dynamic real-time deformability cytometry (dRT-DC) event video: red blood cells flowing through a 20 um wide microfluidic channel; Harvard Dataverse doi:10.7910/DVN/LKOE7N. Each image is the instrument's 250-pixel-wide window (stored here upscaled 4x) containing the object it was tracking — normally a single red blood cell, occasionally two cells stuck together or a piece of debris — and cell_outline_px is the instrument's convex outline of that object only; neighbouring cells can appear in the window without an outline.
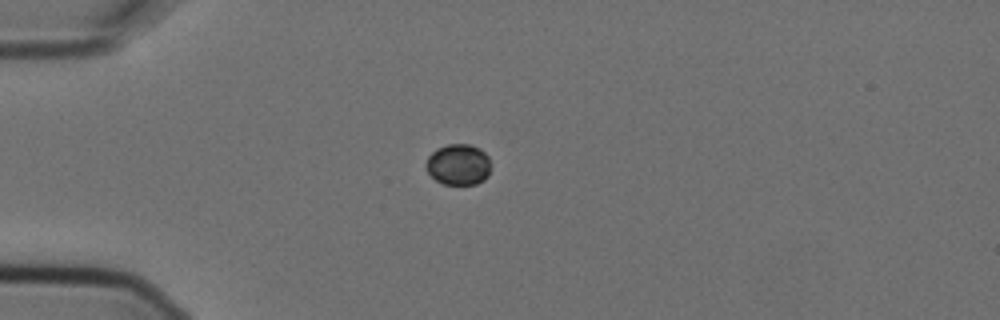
{"species": "Egyptian fruit bat (a non-hibernating species)", "species_latin": "Rousettus aegyptiacus", "temperature_condition": "cold", "stored_images_in_passage": 8, "camera_frame_rate_fps": 3000, "um_per_image_px": 0.085, "animal": {"sex": "female"}, "frame": {"image": 1, "passage_image": 3, "time_ms": 0.667, "image_size_px": [1000, 320], "cell_outline_px": [[488, 176], [484, 180], [476, 184], [444, 184], [436, 180], [428, 172], [424, 164], [428, 156], [436, 148], [448, 144], [468, 144], [480, 148], [488, 156]], "centroid_in_image_um": [38.93, 13.98], "position_along_channel_um": 46.1, "area_um2": 15.43}}
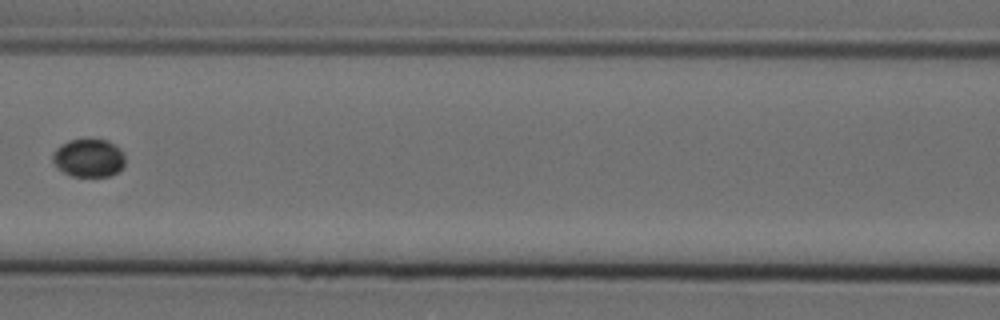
{"frame": {"image": 2, "passage_image": 6, "time_ms": 1.667, "image_size_px": [1000, 320], "cell_outline_px": [[124, 164], [116, 172], [108, 176], [72, 176], [64, 172], [52, 160], [52, 156], [56, 148], [60, 144], [68, 140], [108, 140], [120, 148], [124, 156]], "centroid_in_image_um": [7.53, 13.41], "position_along_channel_um": 159.1, "area_um2": 15.84}}
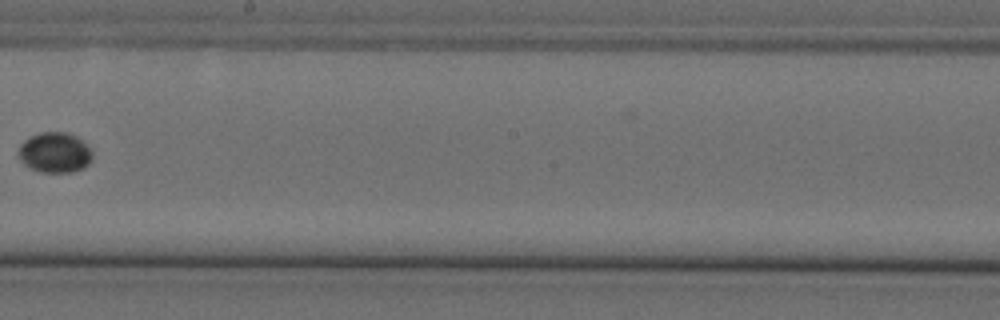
{"frame": {"image": 3, "passage_image": 8, "time_ms": 2.333, "image_size_px": [1000, 320], "cell_outline_px": [[92, 160], [84, 168], [72, 172], [40, 172], [24, 164], [20, 160], [16, 152], [20, 144], [28, 136], [40, 132], [68, 132], [76, 136], [92, 152]], "centroid_in_image_um": [4.62, 12.96], "position_along_channel_um": 243.6, "area_um2": 17.51}}